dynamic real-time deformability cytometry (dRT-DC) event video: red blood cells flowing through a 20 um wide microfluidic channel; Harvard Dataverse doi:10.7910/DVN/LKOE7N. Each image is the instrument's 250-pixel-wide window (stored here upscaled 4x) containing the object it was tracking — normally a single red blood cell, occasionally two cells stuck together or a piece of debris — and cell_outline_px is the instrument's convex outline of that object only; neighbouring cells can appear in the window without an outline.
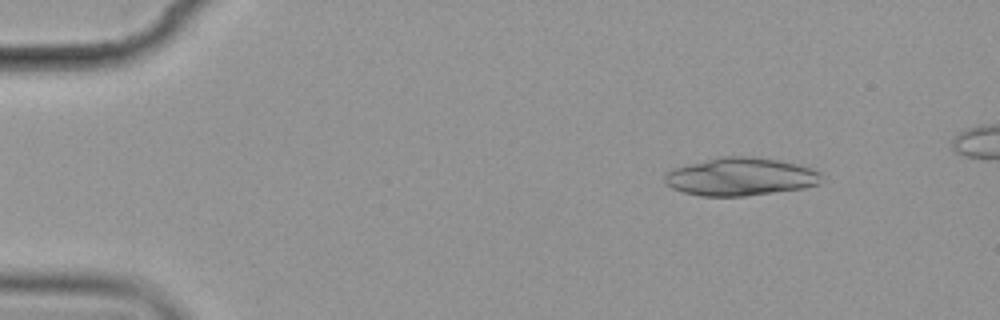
{"species": "common noctule bat (a hibernating species)", "species_latin": "Nyctalus noctula", "temperature_condition": "cold", "stored_images_in_passage": 4, "camera_frame_rate_fps": 3000, "um_per_image_px": 0.085, "animal": {"sex": "female", "body_mass_g": 19.9}, "frame": {"image": 1, "passage_image": 1, "time_ms": 0.0, "image_size_px": [1000, 320], "cell_outline_px": [[820, 184], [804, 188], [744, 196], [700, 196], [684, 192], [672, 188], [664, 184], [664, 172], [672, 168], [720, 156], [752, 156], [780, 160], [812, 168], [820, 172]], "centroid_in_image_um": [62.9, 15.01], "position_along_channel_um": 22.1, "area_um2": 34.91}}